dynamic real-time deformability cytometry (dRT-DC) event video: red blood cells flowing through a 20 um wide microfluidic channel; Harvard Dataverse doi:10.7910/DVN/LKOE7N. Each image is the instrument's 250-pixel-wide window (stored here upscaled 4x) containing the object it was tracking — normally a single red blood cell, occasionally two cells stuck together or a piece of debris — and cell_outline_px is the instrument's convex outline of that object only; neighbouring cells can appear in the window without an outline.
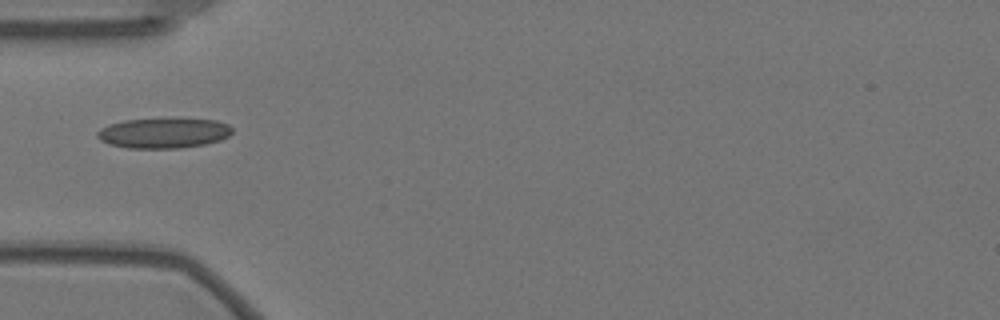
{"species": "Egyptian fruit bat (a non-hibernating species)", "species_latin": "Rousettus aegyptiacus", "temperature_condition": "warm", "stored_images_in_passage": 38, "camera_frame_rate_fps": 3000, "um_per_image_px": 0.085, "animal": {"sex": "female"}, "frame": {"image": 1, "passage_image": 1, "time_ms": 0.0, "image_size_px": [1000, 320], "cell_outline_px": [[232, 132], [228, 136], [220, 140], [204, 144], [180, 148], [128, 148], [108, 144], [100, 140], [96, 136], [96, 132], [100, 128], [108, 124], [124, 120], [180, 116], [216, 120], [228, 124], [232, 128]], "centroid_in_image_um": [13.91, 11.26], "position_along_channel_um": 71.1, "area_um2": 24.68}}
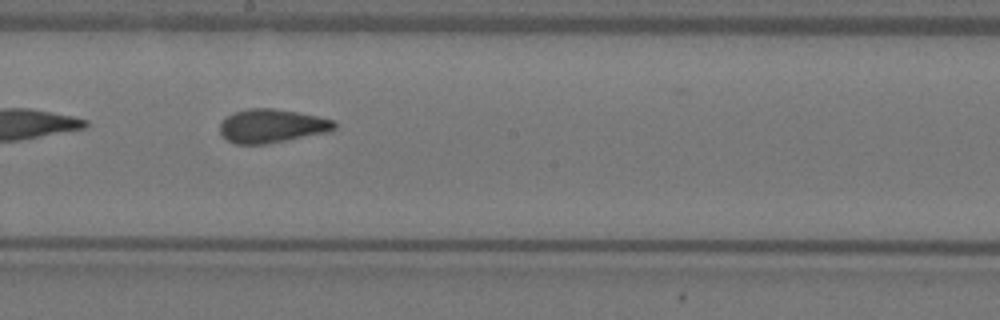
{"frame": {"image": 2, "passage_image": 14, "time_ms": 4.333, "image_size_px": [1000, 320], "cell_outline_px": [[336, 128], [332, 132], [264, 144], [236, 144], [228, 140], [220, 132], [220, 124], [228, 116], [236, 112], [248, 108], [272, 108], [320, 116], [336, 120]], "centroid_in_image_um": [23.18, 10.7], "position_along_channel_um": 225.0, "area_um2": 22.48}}
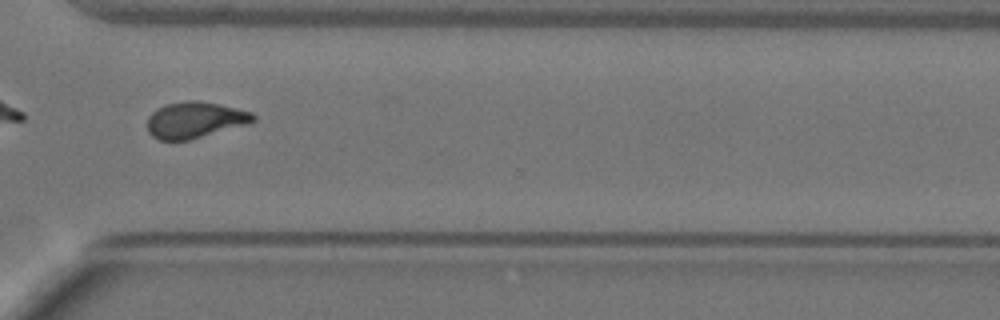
{"frame": {"image": 3, "passage_image": 25, "time_ms": 8.0, "image_size_px": [1000, 320], "cell_outline_px": [[256, 120], [248, 124], [188, 140], [160, 140], [152, 136], [148, 132], [148, 116], [156, 108], [164, 104], [184, 100], [196, 100], [220, 104], [252, 112], [256, 116]], "centroid_in_image_um": [16.56, 10.18], "position_along_channel_um": 354.0, "area_um2": 22.48}}